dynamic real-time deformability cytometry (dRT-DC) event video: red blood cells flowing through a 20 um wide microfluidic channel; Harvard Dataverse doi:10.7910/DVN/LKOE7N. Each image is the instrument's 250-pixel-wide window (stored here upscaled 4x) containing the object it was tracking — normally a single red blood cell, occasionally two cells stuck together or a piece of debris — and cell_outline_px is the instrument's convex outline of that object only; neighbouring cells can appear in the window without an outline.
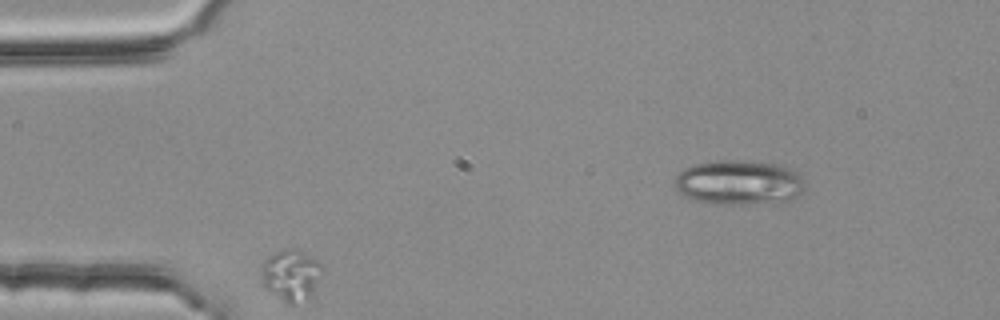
{"species": "common noctule bat (a hibernating species)", "species_latin": "Nyctalus noctula", "temperature_condition": "room temperature", "stored_images_in_passage": 40, "segment_of_instrument_passage": [2, 2], "camera_frame_rate_fps": 3000, "um_per_image_px": 0.085, "animal": {"sex": "female", "body_mass_g": 25.1}, "frame": {"image": 1, "passage_image": 7, "time_ms": 2.0, "image_size_px": [1000, 320], "cell_outline_px": [[320, 264], [312, 296], [292, 304], [288, 304], [268, 288], [264, 284], [260, 268], [260, 264], [268, 256], [284, 248], [296, 248], [304, 252], [316, 260]], "centroid_in_image_um": [24.68, 23.33], "position_along_channel_um": 60.3, "area_um2": 17.46}}
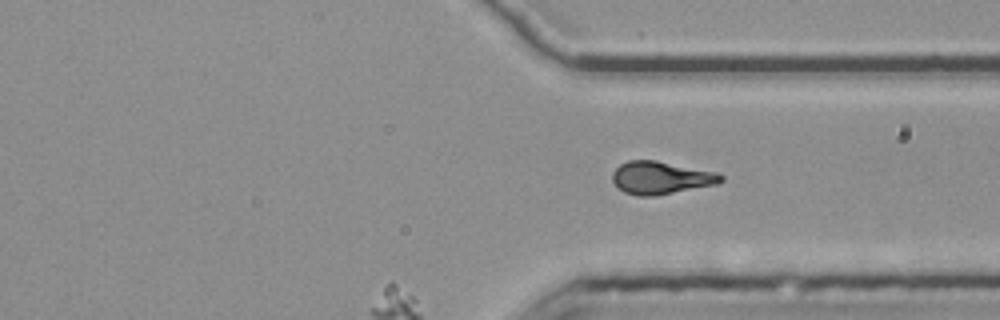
{"frame": {"image": 2, "passage_image": 40, "time_ms": 13.0, "image_size_px": [1000, 320], "cell_outline_px": [[724, 180], [716, 184], [652, 196], [640, 196], [624, 192], [612, 180], [612, 172], [620, 164], [628, 160], [656, 160], [720, 172], [724, 176]], "centroid_in_image_um": [56.2, 15.09], "position_along_channel_um": 355.2, "area_um2": 20.69}}